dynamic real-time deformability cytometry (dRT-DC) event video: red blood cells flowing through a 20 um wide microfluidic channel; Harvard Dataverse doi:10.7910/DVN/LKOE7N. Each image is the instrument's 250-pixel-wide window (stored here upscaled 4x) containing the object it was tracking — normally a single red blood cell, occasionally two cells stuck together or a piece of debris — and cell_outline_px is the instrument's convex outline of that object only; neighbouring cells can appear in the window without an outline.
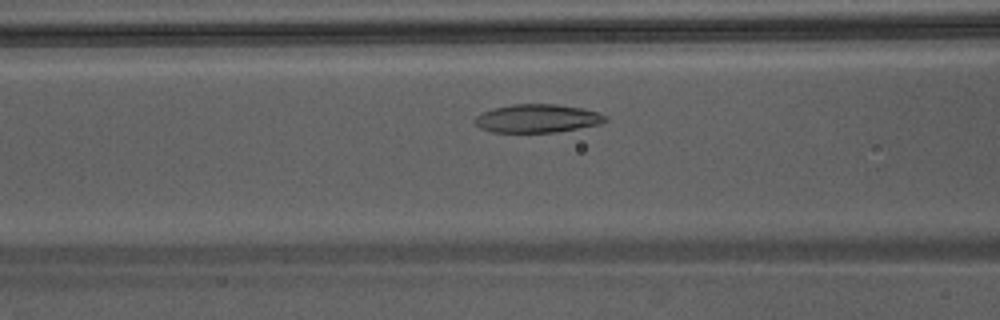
{"species": "Egyptian fruit bat (a non-hibernating species)", "species_latin": "Rousettus aegyptiacus", "temperature_condition": "warm", "stored_images_in_passage": 34, "camera_frame_rate_fps": 3000, "um_per_image_px": 0.085, "animal": {"sex": "male"}, "frame": {"image": 1, "passage_image": 8, "time_ms": 2.333, "image_size_px": [1000, 320], "cell_outline_px": [[608, 120], [600, 124], [556, 132], [492, 132], [480, 128], [472, 120], [480, 112], [492, 108], [512, 104], [556, 104], [580, 108], [596, 112], [608, 116]], "centroid_in_image_um": [45.63, 10.06], "position_along_channel_um": 121.0, "area_um2": 21.62}}
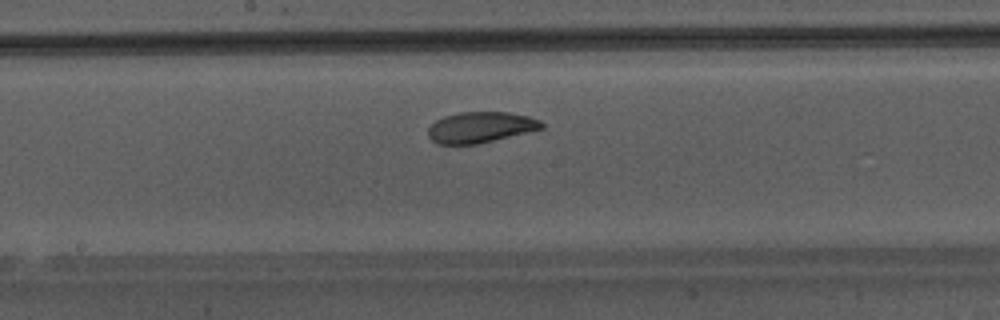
{"frame": {"image": 2, "passage_image": 14, "time_ms": 4.333, "image_size_px": [1000, 320], "cell_outline_px": [[544, 128], [476, 144], [436, 144], [428, 136], [428, 128], [436, 120], [444, 116], [460, 112], [508, 112], [528, 116], [540, 120], [544, 124]], "centroid_in_image_um": [40.83, 10.81], "position_along_channel_um": 207.4, "area_um2": 20.29}}
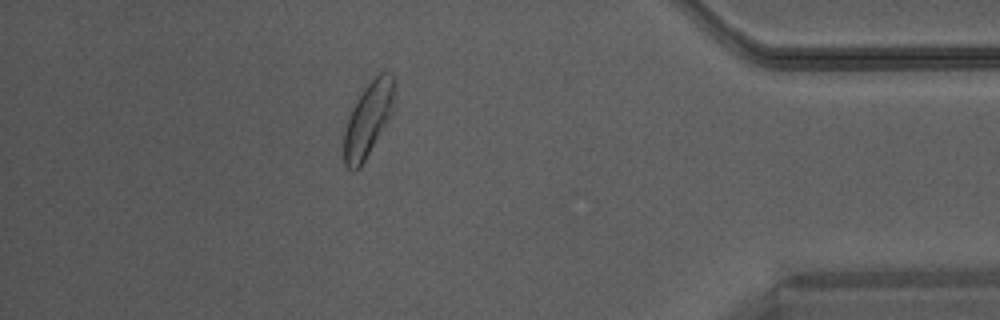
{"frame": {"image": 3, "passage_image": 30, "time_ms": 9.667, "image_size_px": [1000, 320], "cell_outline_px": [[396, 88], [392, 112], [388, 120], [360, 168], [352, 172], [344, 164], [344, 128], [352, 108], [356, 100], [364, 88], [380, 72], [392, 72], [396, 80]], "centroid_in_image_um": [31.31, 10.11], "position_along_channel_um": 403.9, "area_um2": 21.96}}